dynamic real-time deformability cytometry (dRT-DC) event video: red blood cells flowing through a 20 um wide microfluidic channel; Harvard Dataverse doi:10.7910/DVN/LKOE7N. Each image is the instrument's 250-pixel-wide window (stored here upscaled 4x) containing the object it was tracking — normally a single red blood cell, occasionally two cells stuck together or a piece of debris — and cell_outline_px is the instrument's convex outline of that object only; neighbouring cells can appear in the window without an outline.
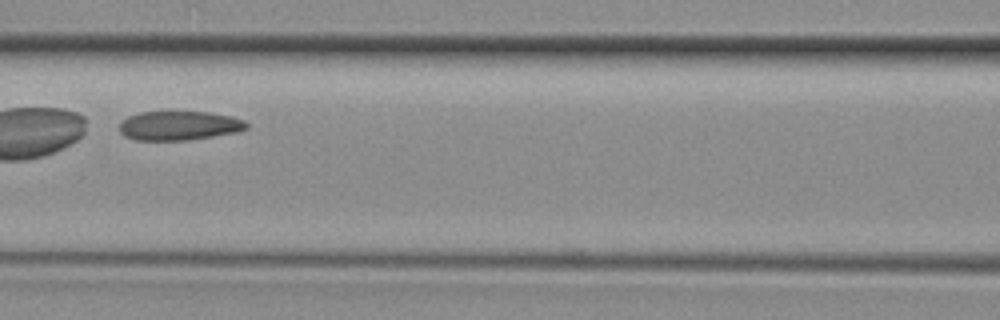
{"species": "common noctule bat (a hibernating species)", "species_latin": "Nyctalus noctula", "temperature_condition": "room temperature", "stored_images_in_passage": 4, "camera_frame_rate_fps": 3000, "um_per_image_px": 0.085, "animal": {"sex": "female", "body_mass_g": 29.2, "forearm_length_mm": 56.3}, "frame": {"image": 1, "passage_image": 4, "time_ms": 1.0, "image_size_px": [1000, 320], "cell_outline_px": [[248, 128], [236, 132], [188, 140], [136, 140], [124, 136], [120, 132], [120, 120], [128, 116], [140, 112], [208, 112], [232, 116], [244, 120], [248, 124]], "centroid_in_image_um": [15.21, 10.67], "position_along_channel_um": 151.4, "area_um2": 21.62}}